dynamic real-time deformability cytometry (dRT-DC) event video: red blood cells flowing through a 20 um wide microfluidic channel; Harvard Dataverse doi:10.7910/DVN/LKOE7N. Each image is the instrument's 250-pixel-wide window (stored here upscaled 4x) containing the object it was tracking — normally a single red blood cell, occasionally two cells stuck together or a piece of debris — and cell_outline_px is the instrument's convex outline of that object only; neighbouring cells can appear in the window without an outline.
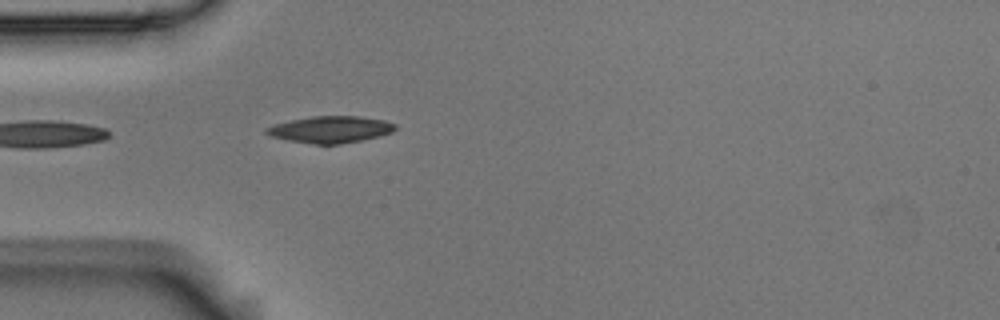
{"species": "Egyptian fruit bat (a non-hibernating species)", "species_latin": "Rousettus aegyptiacus", "temperature_condition": "room temperature", "stored_images_in_passage": 2, "camera_frame_rate_fps": 3000, "um_per_image_px": 0.085, "animal": {"sex": "male"}, "frame": {"image": 1, "passage_image": 2, "time_ms": 0.333, "image_size_px": [1000, 320], "cell_outline_px": [[396, 128], [392, 132], [380, 136], [340, 144], [316, 144], [288, 140], [272, 136], [264, 132], [264, 128], [276, 124], [292, 120], [312, 116], [360, 116], [384, 120], [396, 124]], "centroid_in_image_um": [28.11, 11.0], "position_along_channel_um": 56.9, "area_um2": 19.88}}